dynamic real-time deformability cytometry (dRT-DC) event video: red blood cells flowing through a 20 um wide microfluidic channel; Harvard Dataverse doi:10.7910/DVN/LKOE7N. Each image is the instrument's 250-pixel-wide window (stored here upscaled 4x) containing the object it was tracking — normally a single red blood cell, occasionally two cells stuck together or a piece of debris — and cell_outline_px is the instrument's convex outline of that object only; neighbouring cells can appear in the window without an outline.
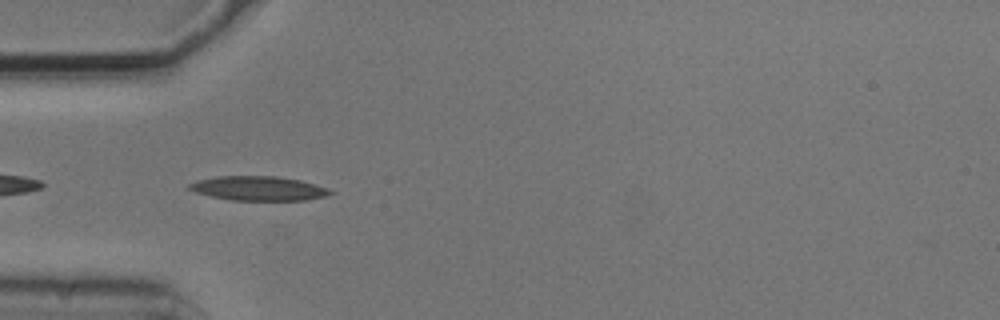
{"species": "common noctule bat (a hibernating species)", "species_latin": "Nyctalus noctula", "temperature_condition": "cold", "stored_images_in_passage": 18, "camera_frame_rate_fps": 3000, "um_per_image_px": 0.085, "animal": {"sex": "male", "body_mass_g": 20.5, "forearm_length_mm": 52.5}, "frame": {"image": 1, "passage_image": 3, "time_ms": 0.667, "image_size_px": [1000, 320], "cell_outline_px": [[332, 192], [324, 196], [304, 200], [232, 200], [212, 196], [196, 192], [188, 188], [188, 184], [196, 180], [216, 176], [276, 176], [300, 180], [328, 188]], "centroid_in_image_um": [21.93, 16.0], "position_along_channel_um": 63.1, "area_um2": 19.77}}
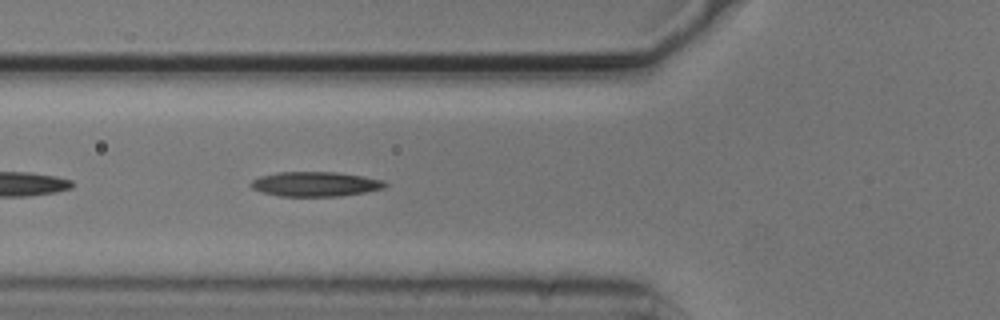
{"frame": {"image": 2, "passage_image": 6, "time_ms": 1.667, "image_size_px": [1000, 320], "cell_outline_px": [[388, 184], [384, 188], [364, 192], [340, 196], [280, 196], [260, 192], [252, 188], [248, 184], [252, 180], [260, 176], [276, 172], [340, 172], [364, 176], [384, 180]], "centroid_in_image_um": [26.79, 15.64], "position_along_channel_um": 99.0, "area_um2": 19.48}}
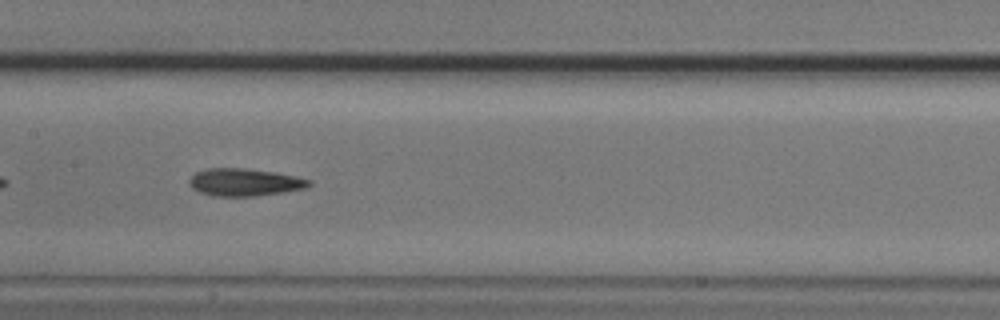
{"frame": {"image": 3, "passage_image": 13, "time_ms": 4.0, "image_size_px": [1000, 320], "cell_outline_px": [[312, 184], [304, 188], [256, 196], [212, 196], [200, 192], [192, 188], [188, 184], [188, 180], [196, 172], [208, 168], [244, 168], [272, 172], [296, 176], [312, 180]], "centroid_in_image_um": [20.75, 15.49], "position_along_channel_um": 186.6, "area_um2": 19.07}}